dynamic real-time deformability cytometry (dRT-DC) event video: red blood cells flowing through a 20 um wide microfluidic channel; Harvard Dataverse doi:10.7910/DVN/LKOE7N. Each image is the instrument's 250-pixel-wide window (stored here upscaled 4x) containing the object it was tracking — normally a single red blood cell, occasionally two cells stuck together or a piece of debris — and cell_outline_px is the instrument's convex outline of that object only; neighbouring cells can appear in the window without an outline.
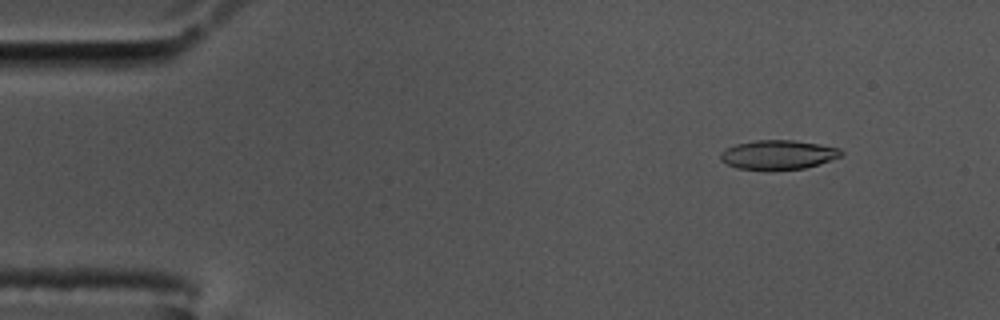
{"species": "common noctule bat (a hibernating species)", "species_latin": "Nyctalus noctula", "temperature_condition": "cold", "stored_images_in_passage": 58, "camera_frame_rate_fps": 3000, "um_per_image_px": 0.085, "animal": {"sex": "male", "body_mass_g": 17.5, "forearm_length_mm": 52.3}, "frame": {"image": 1, "passage_image": 6, "time_ms": 1.667, "image_size_px": [1000, 320], "cell_outline_px": [[844, 152], [840, 156], [820, 164], [804, 168], [768, 172], [736, 168], [720, 160], [720, 152], [724, 148], [736, 144], [756, 140], [792, 140], [820, 144], [840, 148]], "centroid_in_image_um": [66.1, 13.18], "position_along_channel_um": 18.9, "area_um2": 21.15}}
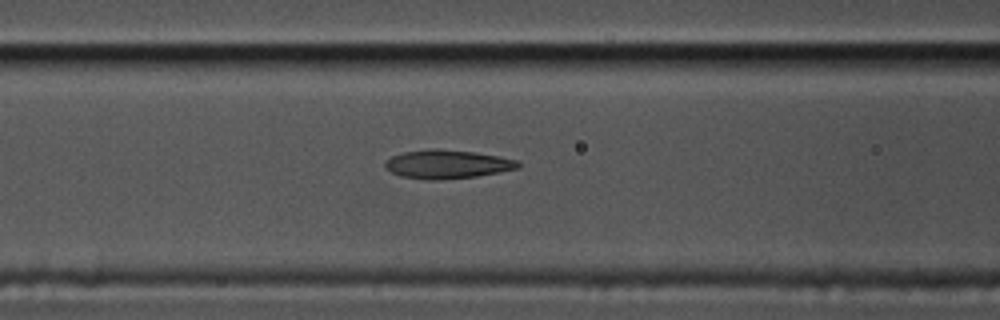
{"frame": {"image": 2, "passage_image": 23, "time_ms": 7.333, "image_size_px": [1000, 320], "cell_outline_px": [[520, 168], [500, 172], [476, 176], [436, 180], [428, 180], [400, 176], [384, 168], [384, 164], [392, 156], [404, 152], [432, 148], [436, 148], [472, 152], [496, 156], [516, 160], [520, 164]], "centroid_in_image_um": [37.99, 13.96], "position_along_channel_um": 128.6, "area_um2": 22.02}}
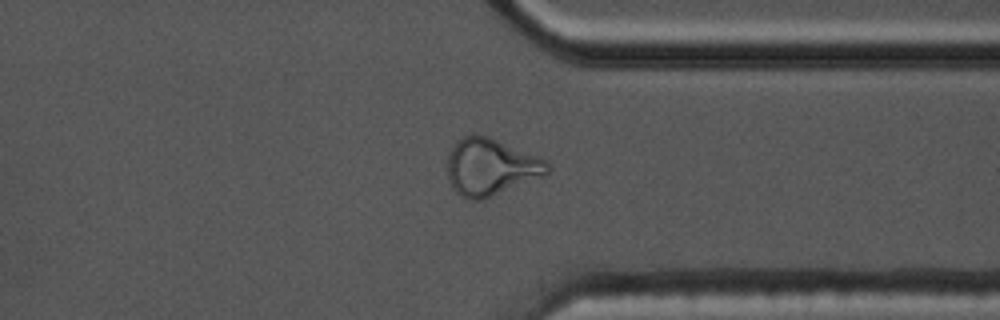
{"frame": {"image": 3, "passage_image": 44, "time_ms": 14.333, "image_size_px": [1000, 320], "cell_outline_px": [[552, 168], [544, 176], [480, 200], [468, 200], [460, 196], [452, 188], [448, 176], [448, 152], [456, 140], [472, 132], [488, 136], [548, 160]], "centroid_in_image_um": [41.7, 14.17], "position_along_channel_um": 369.7, "area_um2": 33.47}, "authors_computed_cell_mechanics": {"area_um2": 21.964, "velocity_mm_per_s": 3.4674, "shape_relaxation_time_tau1_ms": null, "shape_relaxation_time_tau2_ms": 1.4054, "deformation_change_tau1": null, "deformation_change_tau2": 0.0956}}